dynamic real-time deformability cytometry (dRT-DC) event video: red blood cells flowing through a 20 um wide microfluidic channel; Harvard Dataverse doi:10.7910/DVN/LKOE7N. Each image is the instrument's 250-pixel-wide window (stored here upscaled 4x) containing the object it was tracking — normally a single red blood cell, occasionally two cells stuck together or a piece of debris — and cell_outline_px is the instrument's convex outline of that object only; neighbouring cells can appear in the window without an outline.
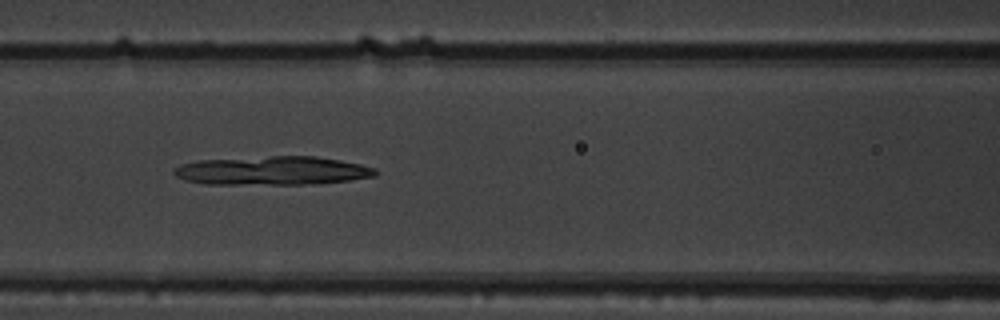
{"species": "common noctule bat (a hibernating species)", "species_latin": "Nyctalus noctula", "temperature_condition": "warm", "stored_images_in_passage": 10, "camera_frame_rate_fps": 3000, "um_per_image_px": 0.085, "animal": {"sex": "male", "body_mass_g": 19.5, "forearm_length_mm": 54.6}, "frame": {"image": 1, "passage_image": 6, "time_ms": 1.667, "image_size_px": [1000, 320], "cell_outline_px": [[376, 176], [352, 180], [304, 184], [204, 184], [184, 180], [176, 176], [172, 172], [180, 164], [196, 160], [272, 156], [316, 156], [340, 160], [360, 164], [376, 168]], "centroid_in_image_um": [23.13, 14.5], "position_along_channel_um": 143.5, "area_um2": 33.76}}
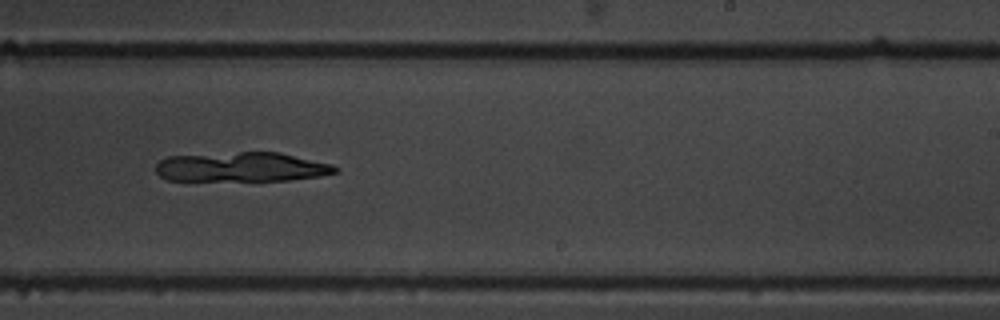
{"frame": {"image": 2, "passage_image": 9, "time_ms": 2.667, "image_size_px": [1000, 320], "cell_outline_px": [[340, 168], [336, 172], [320, 176], [288, 180], [184, 184], [168, 180], [160, 176], [156, 172], [156, 164], [160, 160], [168, 156], [240, 152], [280, 152], [332, 164]], "centroid_in_image_um": [20.42, 14.25], "position_along_channel_um": 268.6, "area_um2": 32.48}}
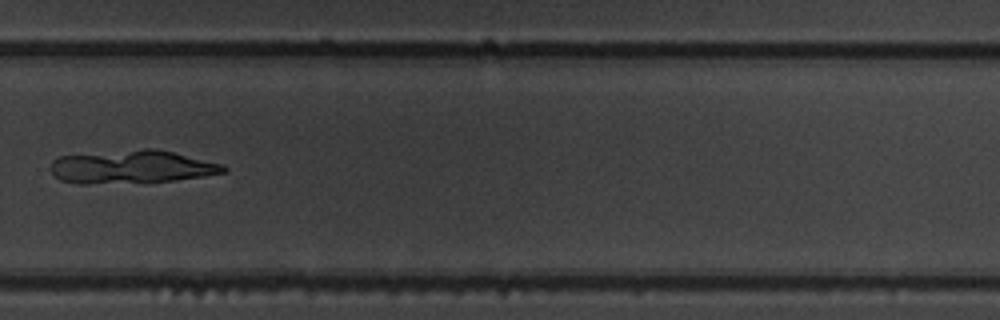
{"frame": {"image": 3, "passage_image": 10, "time_ms": 3.0, "image_size_px": [1000, 320], "cell_outline_px": [[228, 172], [204, 176], [176, 180], [88, 184], [80, 184], [60, 180], [48, 168], [52, 160], [60, 156], [144, 148], [156, 148], [224, 164], [228, 168]], "centroid_in_image_um": [11.21, 14.18], "position_along_channel_um": 318.6, "area_um2": 33.52}}